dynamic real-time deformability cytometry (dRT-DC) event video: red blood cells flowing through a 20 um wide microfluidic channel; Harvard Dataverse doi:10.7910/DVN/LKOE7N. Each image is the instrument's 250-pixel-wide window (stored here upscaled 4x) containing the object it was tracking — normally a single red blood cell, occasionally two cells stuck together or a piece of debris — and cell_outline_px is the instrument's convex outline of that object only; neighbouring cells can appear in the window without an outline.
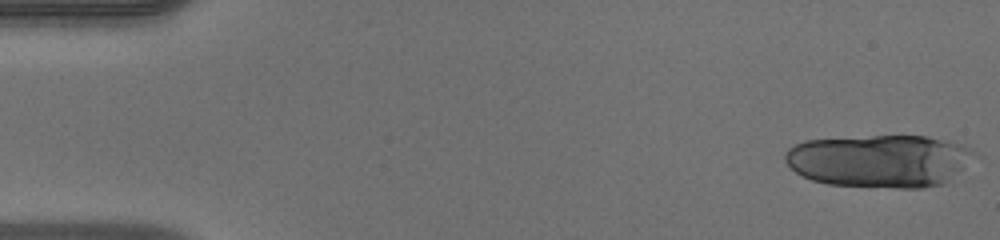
{"species": "human", "species_latin": "Homo sapiens", "temperature_condition": "warm", "stored_images_in_passage": 19, "segment_of_instrument_passage": [1, 2], "camera_frame_rate_fps": 3000, "um_per_image_px": 0.085, "donor": {"sex": "male"}, "frame": {"image": 1, "passage_image": 1, "time_ms": 0.0, "image_size_px": [1000, 240], "cell_outline_px": [[980, 156], [944, 184], [924, 188], [896, 188], [828, 184], [812, 180], [796, 172], [784, 160], [784, 152], [788, 148], [804, 140], [872, 136], [928, 136], [964, 144], [976, 152]], "centroid_in_image_um": [74.84, 13.67], "position_along_channel_um": 10.2, "area_um2": 58.78}}
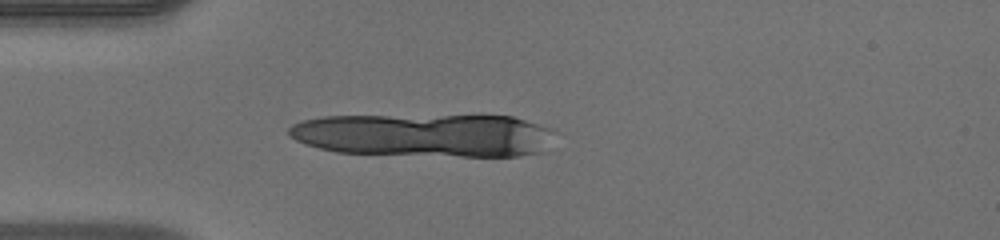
{"frame": {"image": 2, "passage_image": 13, "time_ms": 4.0, "image_size_px": [1000, 240], "cell_outline_px": [[556, 132], [540, 152], [520, 156], [460, 156], [336, 152], [304, 144], [288, 136], [288, 128], [292, 124], [304, 120], [324, 116], [512, 116], [548, 128]], "centroid_in_image_um": [36.02, 11.49], "position_along_channel_um": 49.0, "area_um2": 66.59}}